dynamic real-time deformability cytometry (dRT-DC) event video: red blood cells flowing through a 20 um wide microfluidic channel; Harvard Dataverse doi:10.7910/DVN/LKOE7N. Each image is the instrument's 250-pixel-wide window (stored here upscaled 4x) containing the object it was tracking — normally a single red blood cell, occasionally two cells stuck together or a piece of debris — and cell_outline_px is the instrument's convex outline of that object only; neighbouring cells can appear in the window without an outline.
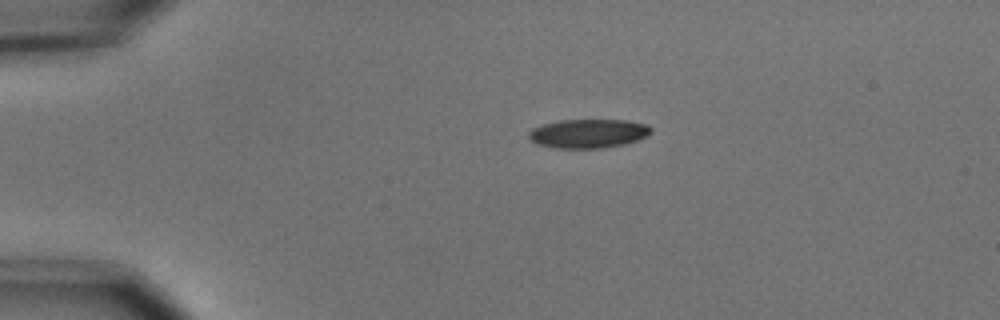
{"species": "common noctule bat (a hibernating species)", "species_latin": "Nyctalus noctula", "temperature_condition": "cold", "stored_images_in_passage": 44, "camera_frame_rate_fps": 3000, "um_per_image_px": 0.085, "animal": {"sex": "male", "body_mass_g": 15.6}, "frame": {"image": 1, "passage_image": 1, "time_ms": 0.0, "image_size_px": [1000, 320], "cell_outline_px": [[652, 132], [636, 140], [624, 144], [604, 148], [556, 148], [536, 144], [528, 136], [528, 132], [532, 128], [544, 124], [560, 120], [628, 120], [648, 124], [652, 128]], "centroid_in_image_um": [50.0, 11.34], "position_along_channel_um": 35.0, "area_um2": 20.63}}
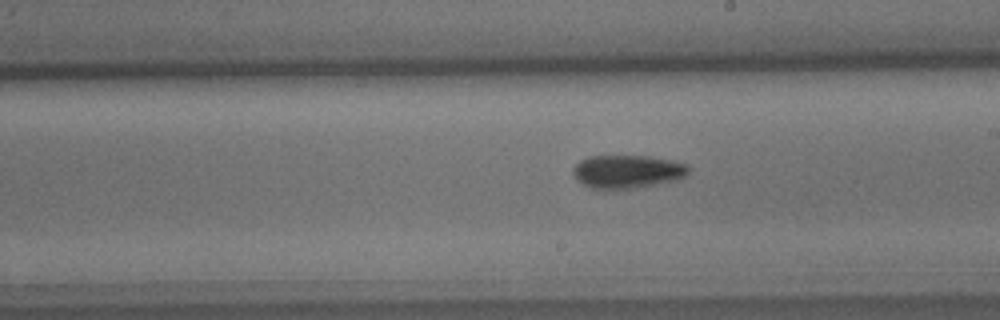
{"frame": {"image": 2, "passage_image": 21, "time_ms": 6.667, "image_size_px": [1000, 320], "cell_outline_px": [[688, 172], [680, 180], [632, 188], [588, 188], [576, 180], [572, 172], [572, 168], [580, 160], [588, 156], [648, 156], [672, 160], [688, 164]], "centroid_in_image_um": [53.31, 14.57], "position_along_channel_um": 235.7, "area_um2": 22.43}}
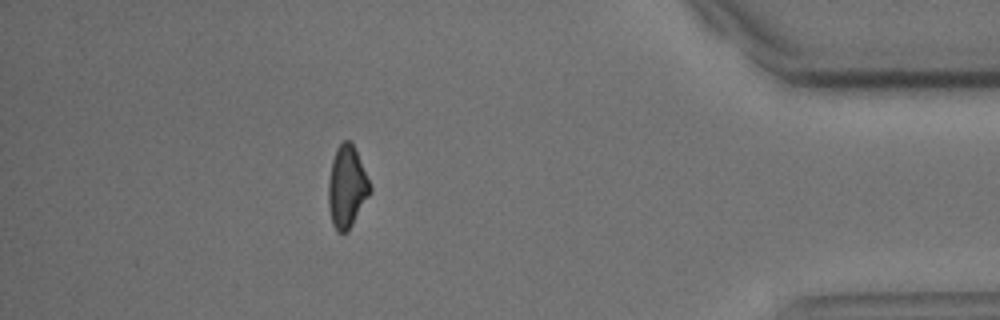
{"frame": {"image": 3, "passage_image": 38, "time_ms": 12.333, "image_size_px": [1000, 320], "cell_outline_px": [[372, 192], [348, 232], [336, 232], [332, 224], [328, 208], [328, 180], [332, 160], [336, 148], [344, 140], [348, 140], [352, 144], [356, 152], [372, 188]], "centroid_in_image_um": [29.47, 15.94], "position_along_channel_um": 405.7, "area_um2": 19.94}, "authors_computed_cell_mechanics": {"area_um2": 21.1837, "velocity_mm_per_s": 3.7024, "shape_relaxation_time_tau1_ms": 3.4378, "shape_relaxation_time_tau2_ms": null, "deformation_change_tau1": 0.121, "deformation_change_tau2": null}}